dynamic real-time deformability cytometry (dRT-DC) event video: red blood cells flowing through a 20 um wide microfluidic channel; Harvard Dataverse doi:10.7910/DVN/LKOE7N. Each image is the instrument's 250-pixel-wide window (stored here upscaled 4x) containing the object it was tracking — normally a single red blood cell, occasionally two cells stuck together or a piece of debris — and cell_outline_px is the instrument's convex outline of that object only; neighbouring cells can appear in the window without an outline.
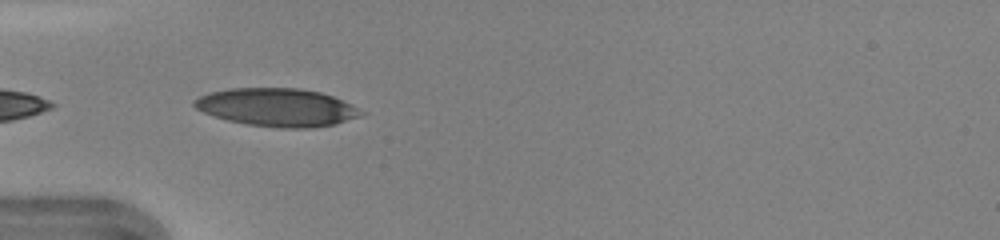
{"species": "human", "species_latin": "Homo sapiens", "temperature_condition": "warm", "stored_images_in_passage": 19, "camera_frame_rate_fps": 3000, "um_per_image_px": 0.085, "donor": {"sex": "female"}, "frame": {"image": 1, "passage_image": 1, "time_ms": 0.0, "image_size_px": [1000, 240], "cell_outline_px": [[368, 112], [364, 116], [336, 124], [312, 128], [280, 128], [248, 124], [228, 120], [204, 112], [196, 108], [192, 104], [192, 100], [208, 92], [228, 88], [300, 88], [320, 92], [344, 100]], "centroid_in_image_um": [23.62, 9.12], "position_along_channel_um": 61.4, "area_um2": 37.4}}